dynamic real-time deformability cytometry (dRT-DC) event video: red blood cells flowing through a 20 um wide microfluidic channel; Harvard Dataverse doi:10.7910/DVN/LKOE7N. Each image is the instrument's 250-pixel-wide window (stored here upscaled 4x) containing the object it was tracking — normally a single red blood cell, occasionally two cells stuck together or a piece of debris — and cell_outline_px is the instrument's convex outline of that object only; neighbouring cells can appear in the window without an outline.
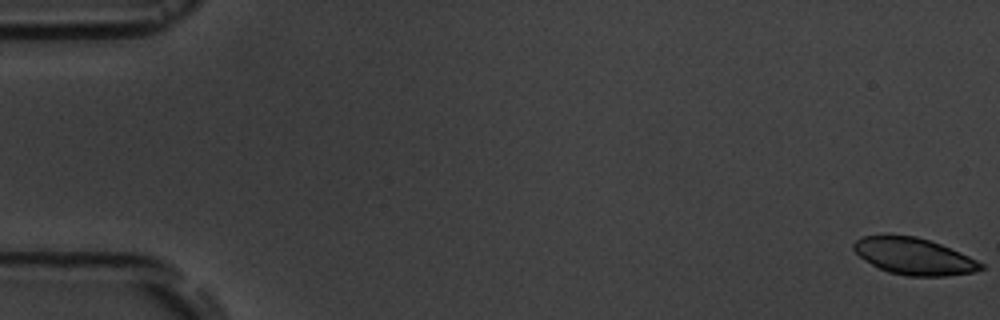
{"species": "common noctule bat (a hibernating species)", "species_latin": "Nyctalus noctula", "temperature_condition": "room temperature", "stored_images_in_passage": 6, "camera_frame_rate_fps": 3000, "um_per_image_px": 0.085, "animal": {"sex": "male", "body_mass_g": 19.5, "forearm_length_mm": 54.6}, "frame": {"image": 1, "passage_image": 1, "time_ms": 0.0, "image_size_px": [1000, 320], "cell_outline_px": [[984, 268], [972, 272], [948, 276], [908, 276], [888, 272], [864, 260], [852, 248], [852, 244], [856, 240], [864, 236], [916, 236], [940, 244], [968, 256], [984, 264]], "centroid_in_image_um": [77.68, 21.8], "position_along_channel_um": 7.3, "area_um2": 26.76}}
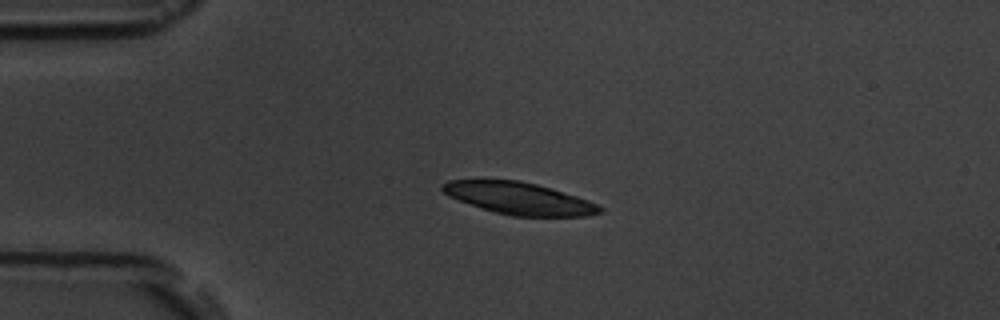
{"frame": {"image": 2, "passage_image": 5, "time_ms": 4.333, "image_size_px": [1000, 320], "cell_outline_px": [[604, 212], [588, 216], [512, 216], [496, 212], [448, 196], [440, 188], [440, 184], [448, 180], [516, 180], [536, 184], [576, 196], [588, 200], [604, 208]], "centroid_in_image_um": [44.14, 16.86], "position_along_channel_um": 40.9, "area_um2": 29.02}}